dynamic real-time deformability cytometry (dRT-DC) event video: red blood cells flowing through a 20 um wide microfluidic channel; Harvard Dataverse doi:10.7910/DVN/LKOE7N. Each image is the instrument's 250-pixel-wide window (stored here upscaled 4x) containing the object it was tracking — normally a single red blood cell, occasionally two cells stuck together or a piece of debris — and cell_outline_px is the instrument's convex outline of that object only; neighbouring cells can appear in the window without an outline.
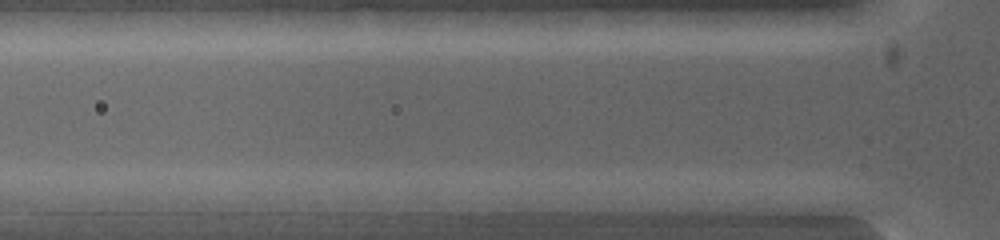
{"species": "common noctule bat (a hibernating species)", "species_latin": "Nyctalus noctula", "temperature_condition": "warm", "stored_images_in_passage": 3, "segment_of_instrument_passage": [2, 2], "camera_frame_rate_fps": 5000, "um_per_image_px": 0.085, "animal": {"sex": "female", "body_mass_g": 19.0, "forearm_length_mm": 53.3}, "frame": {"image": 1, "passage_image": 3, "time_ms": 0.8, "image_size_px": [1000, 240], "cell_outline_px": [[596, 200], [568, 212], [516, 212], [492, 200], [520, 192], [576, 192]], "centroid_in_image_um": [46.26, 17.14], "position_along_channel_um": 79.5, "area_um2": 11.39}}